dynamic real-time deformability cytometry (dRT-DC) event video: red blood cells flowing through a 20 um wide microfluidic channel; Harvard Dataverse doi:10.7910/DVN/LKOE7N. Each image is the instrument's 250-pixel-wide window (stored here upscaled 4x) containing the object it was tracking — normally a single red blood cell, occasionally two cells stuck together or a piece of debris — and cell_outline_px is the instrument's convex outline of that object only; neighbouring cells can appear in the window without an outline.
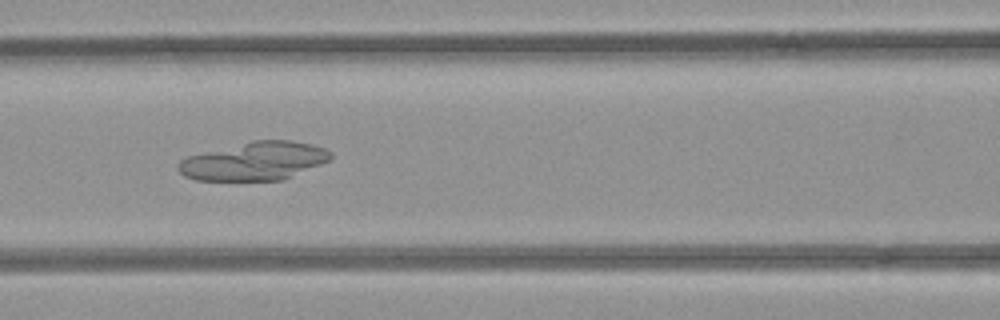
{"species": "common noctule bat (a hibernating species)", "species_latin": "Nyctalus noctula", "temperature_condition": "room temperature", "stored_images_in_passage": 51, "camera_frame_rate_fps": 3000, "um_per_image_px": 0.085, "animal": {"sex": "female", "body_mass_g": 21.9}, "frame": {"image": 1, "passage_image": 22, "time_ms": 7.0, "image_size_px": [1000, 320], "cell_outline_px": [[332, 160], [284, 180], [196, 180], [184, 176], [176, 168], [176, 164], [180, 160], [188, 156], [252, 140], [292, 140], [312, 144], [324, 148], [332, 152]], "centroid_in_image_um": [21.65, 13.69], "position_along_channel_um": 144.9, "area_um2": 34.22}}
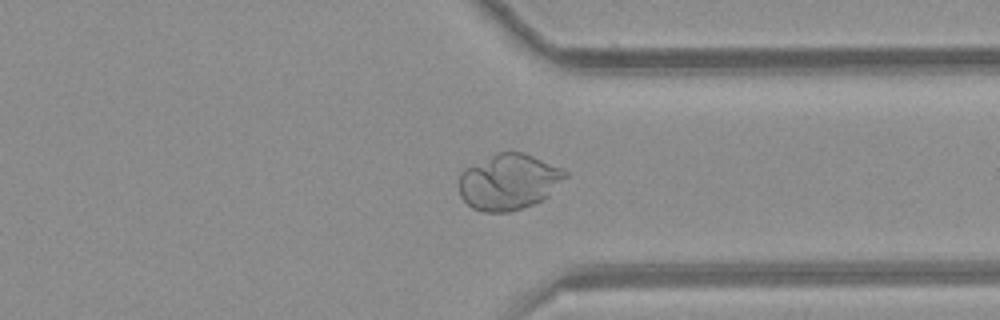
{"frame": {"image": 2, "passage_image": 39, "time_ms": 12.667, "image_size_px": [1000, 320], "cell_outline_px": [[568, 176], [548, 196], [532, 204], [512, 212], [484, 212], [472, 208], [460, 196], [460, 172], [464, 168], [500, 152], [524, 152], [564, 168], [568, 172]], "centroid_in_image_um": [43.27, 15.45], "position_along_channel_um": 368.1, "area_um2": 34.62}}
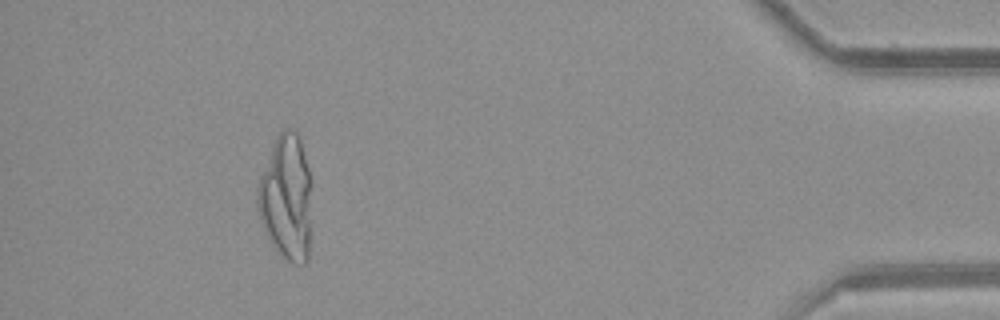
{"frame": {"image": 3, "passage_image": 47, "time_ms": 15.333, "image_size_px": [1000, 320], "cell_outline_px": [[312, 180], [308, 260], [304, 264], [296, 264], [280, 256], [272, 244], [260, 220], [256, 200], [256, 188], [260, 176], [272, 144], [280, 132], [284, 128], [292, 128], [296, 132], [300, 140]], "centroid_in_image_um": [24.34, 16.79], "position_along_channel_um": 410.9, "area_um2": 40.06}}